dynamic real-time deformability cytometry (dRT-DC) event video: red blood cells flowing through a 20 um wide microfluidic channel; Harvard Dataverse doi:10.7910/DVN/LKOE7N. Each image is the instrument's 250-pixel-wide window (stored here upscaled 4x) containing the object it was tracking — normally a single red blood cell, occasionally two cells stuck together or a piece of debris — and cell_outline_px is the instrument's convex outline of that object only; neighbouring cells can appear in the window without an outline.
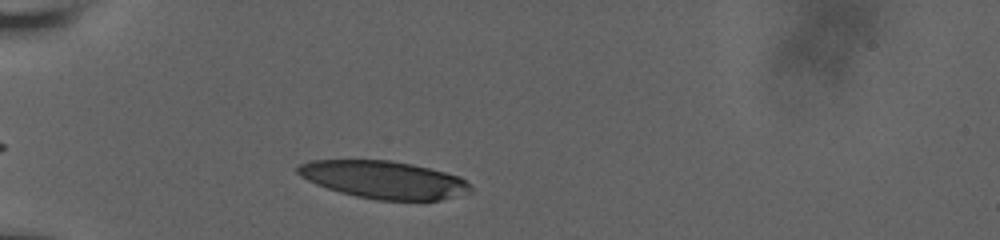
{"species": "human", "species_latin": "Homo sapiens", "temperature_condition": "room temperature", "stored_images_in_passage": 21, "camera_frame_rate_fps": 3000, "um_per_image_px": 0.085, "donor": {"sex": "male"}, "frame": {"image": 1, "passage_image": 1, "time_ms": 0.0, "image_size_px": [1000, 240], "cell_outline_px": [[472, 192], [440, 200], [376, 200], [356, 196], [340, 192], [316, 184], [300, 176], [296, 172], [296, 168], [300, 164], [312, 160], [388, 160], [412, 164], [460, 176], [472, 188]], "centroid_in_image_um": [32.61, 15.28], "position_along_channel_um": 52.4, "area_um2": 37.74}}
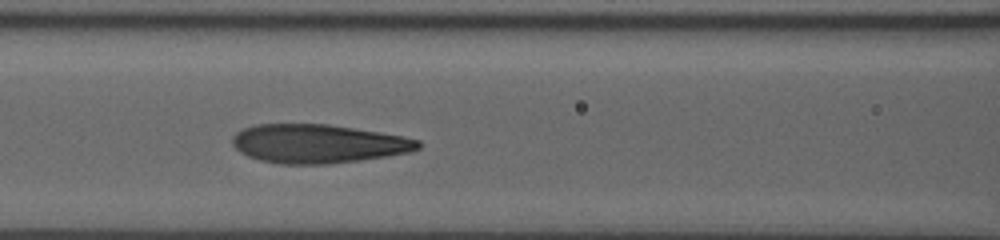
{"frame": {"image": 2, "passage_image": 12, "time_ms": 3.0, "image_size_px": [1000, 240], "cell_outline_px": [[420, 148], [408, 152], [388, 156], [328, 164], [280, 164], [260, 160], [248, 156], [240, 152], [232, 144], [232, 136], [236, 132], [244, 128], [256, 124], [328, 124], [380, 132], [404, 136], [420, 140]], "centroid_in_image_um": [27.02, 12.21], "position_along_channel_um": 139.6, "area_um2": 41.96}}
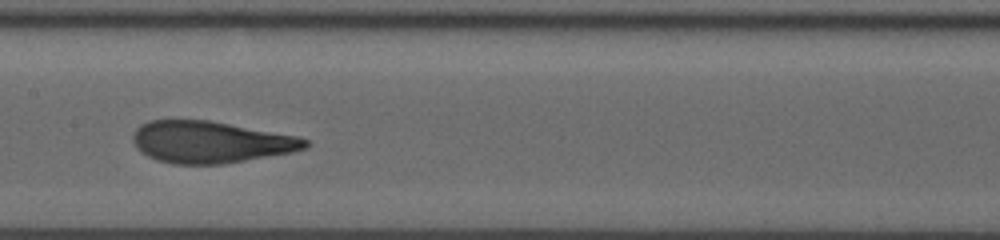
{"frame": {"image": 3, "passage_image": 20, "time_ms": 4.333, "image_size_px": [1000, 240], "cell_outline_px": [[308, 144], [304, 148], [292, 152], [224, 164], [172, 164], [156, 160], [140, 152], [136, 148], [132, 140], [132, 132], [140, 124], [148, 120], [208, 120], [296, 136], [308, 140]], "centroid_in_image_um": [17.81, 12.08], "position_along_channel_um": 189.6, "area_um2": 41.91}}